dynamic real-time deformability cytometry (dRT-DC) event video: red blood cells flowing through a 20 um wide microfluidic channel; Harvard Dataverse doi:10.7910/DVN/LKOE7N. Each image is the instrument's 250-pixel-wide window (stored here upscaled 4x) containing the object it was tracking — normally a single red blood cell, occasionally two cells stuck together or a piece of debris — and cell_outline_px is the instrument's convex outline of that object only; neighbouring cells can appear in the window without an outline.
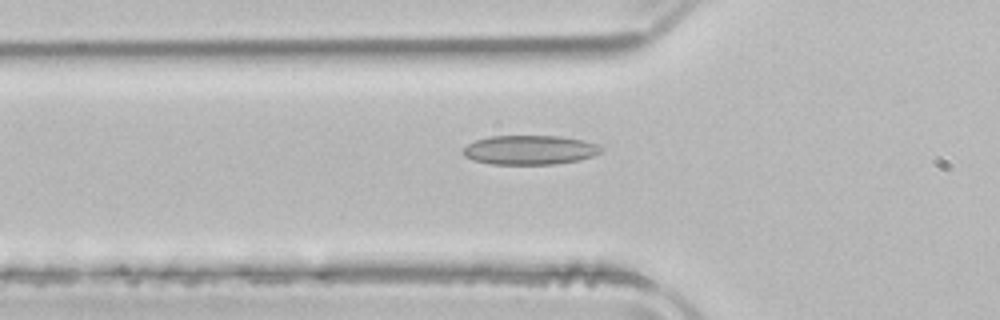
{"species": "common noctule bat (a hibernating species)", "species_latin": "Nyctalus noctula", "temperature_condition": "room temperature", "stored_images_in_passage": 39, "camera_frame_rate_fps": 3000, "um_per_image_px": 0.085, "animal": {"sex": "male", "body_mass_g": 21.5, "forearm_length_mm": 52.0}, "frame": {"image": 1, "passage_image": 5, "time_ms": 1.333, "image_size_px": [1000, 320], "cell_outline_px": [[604, 148], [600, 152], [592, 156], [580, 160], [556, 164], [488, 164], [472, 160], [464, 156], [464, 148], [468, 144], [476, 140], [488, 136], [560, 136], [584, 140], [596, 144]], "centroid_in_image_um": [45.03, 12.75], "position_along_channel_um": 80.8, "area_um2": 23.64}}
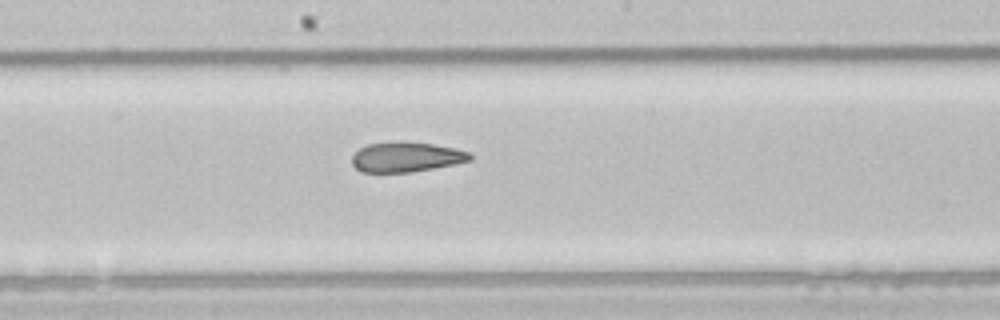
{"frame": {"image": 2, "passage_image": 15, "time_ms": 4.667, "image_size_px": [1000, 320], "cell_outline_px": [[472, 160], [412, 172], [360, 172], [352, 164], [352, 156], [360, 148], [368, 144], [396, 140], [400, 140], [432, 144], [456, 148], [472, 152]], "centroid_in_image_um": [34.53, 13.32], "position_along_channel_um": 213.7, "area_um2": 20.81}}
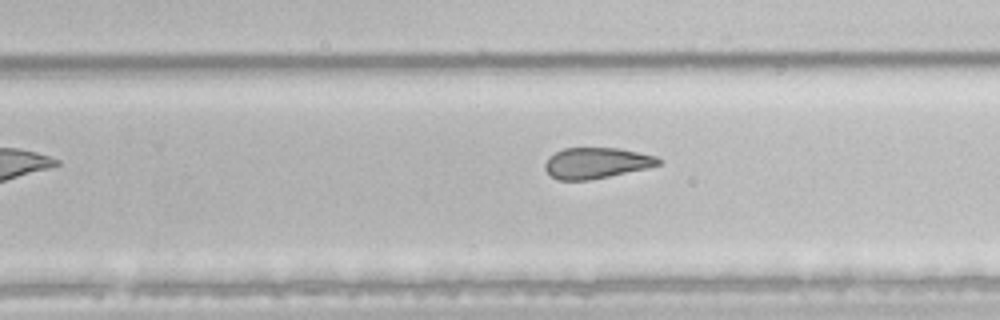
{"frame": {"image": 3, "passage_image": 20, "time_ms": 6.333, "image_size_px": [1000, 320], "cell_outline_px": [[660, 164], [648, 168], [588, 180], [556, 180], [544, 168], [544, 164], [556, 152], [564, 148], [620, 148], [656, 156], [660, 160]], "centroid_in_image_um": [50.7, 13.85], "position_along_channel_um": 279.1, "area_um2": 20.17}}